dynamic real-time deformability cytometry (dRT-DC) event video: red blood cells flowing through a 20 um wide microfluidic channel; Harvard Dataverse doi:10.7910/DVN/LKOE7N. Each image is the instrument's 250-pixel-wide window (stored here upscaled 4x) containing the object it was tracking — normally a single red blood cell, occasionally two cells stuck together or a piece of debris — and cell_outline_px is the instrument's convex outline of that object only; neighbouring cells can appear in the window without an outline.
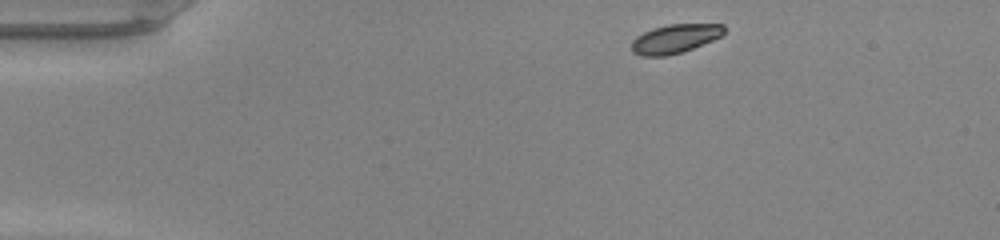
{"species": "common noctule bat (a hibernating species)", "species_latin": "Nyctalus noctula", "temperature_condition": "warm", "stored_images_in_passage": 42, "camera_frame_rate_fps": 3000, "um_per_image_px": 0.085, "animal": {"sex": "male", "body_mass_g": 20.0, "forearm_length_mm": 53.3}, "frame": {"image": 1, "passage_image": 1, "time_ms": 0.0, "image_size_px": [1000, 240], "cell_outline_px": [[724, 32], [720, 36], [712, 40], [692, 48], [680, 52], [664, 56], [640, 56], [632, 52], [632, 40], [636, 36], [652, 28], [668, 24], [724, 24]], "centroid_in_image_um": [57.33, 3.28], "position_along_channel_um": 27.7, "area_um2": 15.43}}
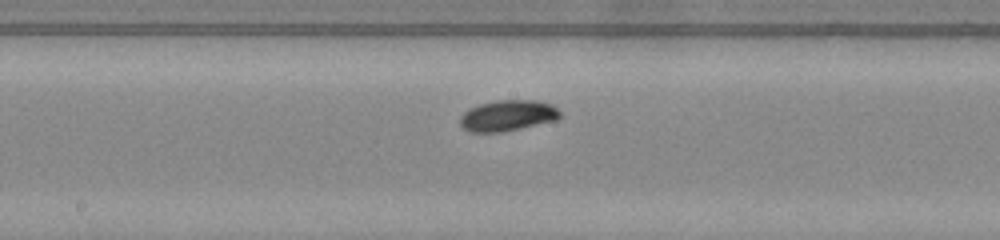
{"frame": {"image": 2, "passage_image": 19, "time_ms": 6.0, "image_size_px": [1000, 240], "cell_outline_px": [[560, 116], [556, 120], [520, 128], [500, 132], [468, 132], [460, 124], [460, 116], [464, 112], [480, 104], [496, 100], [536, 100], [552, 104], [560, 112]], "centroid_in_image_um": [43.15, 9.82], "position_along_channel_um": 205.1, "area_um2": 17.86}}
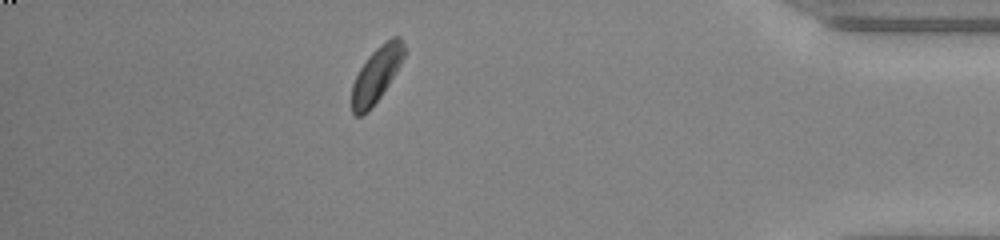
{"frame": {"image": 3, "passage_image": 36, "time_ms": 11.667, "image_size_px": [1000, 240], "cell_outline_px": [[408, 52], [396, 72], [380, 96], [368, 112], [360, 116], [356, 116], [352, 112], [352, 84], [360, 68], [368, 56], [380, 44], [392, 36], [400, 36]], "centroid_in_image_um": [32.03, 6.3], "position_along_channel_um": 403.2, "area_um2": 16.94}, "authors_computed_cell_mechanics": {"area_um2": 16.9643, "velocity_mm_per_s": 4.2085, "shape_relaxation_time_tau1_ms": 2.1248, "shape_relaxation_time_tau2_ms": null, "deformation_change_tau1": 0.1127, "deformation_change_tau2": null}}